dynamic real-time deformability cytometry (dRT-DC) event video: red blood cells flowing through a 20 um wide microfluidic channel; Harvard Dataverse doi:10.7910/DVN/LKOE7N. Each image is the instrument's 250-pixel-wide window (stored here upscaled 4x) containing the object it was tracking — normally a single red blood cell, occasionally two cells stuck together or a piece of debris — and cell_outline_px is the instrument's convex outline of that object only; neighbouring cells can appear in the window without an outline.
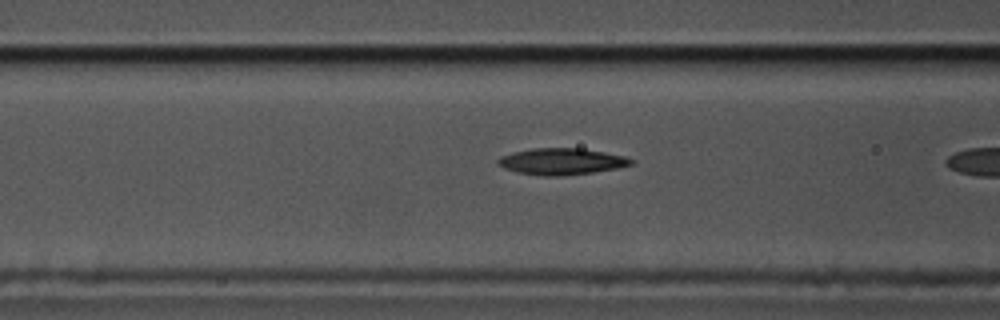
{"species": "common noctule bat (a hibernating species)", "species_latin": "Nyctalus noctula", "temperature_condition": "cold", "stored_images_in_passage": 20, "camera_frame_rate_fps": 3000, "um_per_image_px": 0.085, "animal": {"sex": "male", "body_mass_g": 17.5, "forearm_length_mm": 52.3}, "frame": {"image": 1, "passage_image": 19, "time_ms": 6.0, "image_size_px": [1000, 320], "cell_outline_px": [[636, 160], [632, 164], [616, 168], [592, 172], [560, 176], [544, 176], [516, 172], [504, 168], [496, 164], [496, 160], [500, 156], [512, 152], [532, 148], [580, 148], [604, 152], [624, 156]], "centroid_in_image_um": [47.69, 13.72], "position_along_channel_um": 118.9, "area_um2": 20.58}}